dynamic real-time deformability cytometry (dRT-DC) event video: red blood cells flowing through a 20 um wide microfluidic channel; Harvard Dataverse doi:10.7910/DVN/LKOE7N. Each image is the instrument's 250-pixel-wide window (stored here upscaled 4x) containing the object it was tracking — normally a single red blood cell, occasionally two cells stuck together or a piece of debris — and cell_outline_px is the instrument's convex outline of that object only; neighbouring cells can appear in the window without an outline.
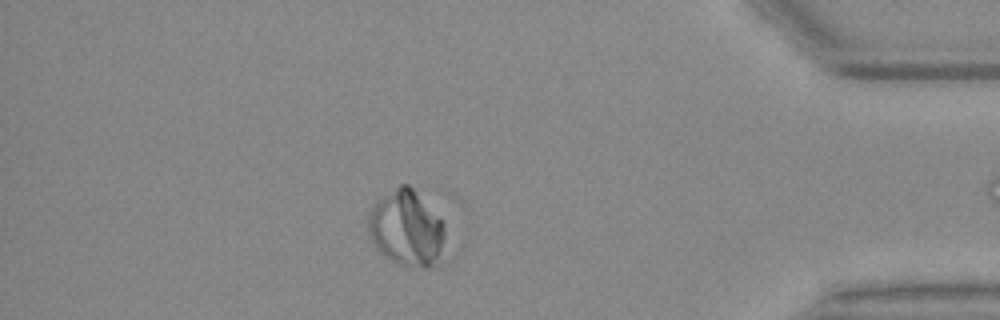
{"species": "Egyptian fruit bat (a non-hibernating species)", "species_latin": "Rousettus aegyptiacus", "temperature_condition": "warm", "stored_images_in_passage": 48, "segment_of_instrument_passage": [2, 2], "camera_frame_rate_fps": 3000, "um_per_image_px": 0.085, "animal": {"sex": "female"}, "frame": {"image": 1, "passage_image": 40, "time_ms": 13.0, "image_size_px": [1000, 320], "cell_outline_px": [[460, 252], [448, 264], [432, 268], [404, 268], [396, 264], [384, 256], [376, 248], [368, 232], [368, 212], [380, 196], [400, 184], [408, 184], [412, 188], [444, 224]], "centroid_in_image_um": [34.82, 19.61], "position_along_channel_um": 400.4, "area_um2": 37.4}}